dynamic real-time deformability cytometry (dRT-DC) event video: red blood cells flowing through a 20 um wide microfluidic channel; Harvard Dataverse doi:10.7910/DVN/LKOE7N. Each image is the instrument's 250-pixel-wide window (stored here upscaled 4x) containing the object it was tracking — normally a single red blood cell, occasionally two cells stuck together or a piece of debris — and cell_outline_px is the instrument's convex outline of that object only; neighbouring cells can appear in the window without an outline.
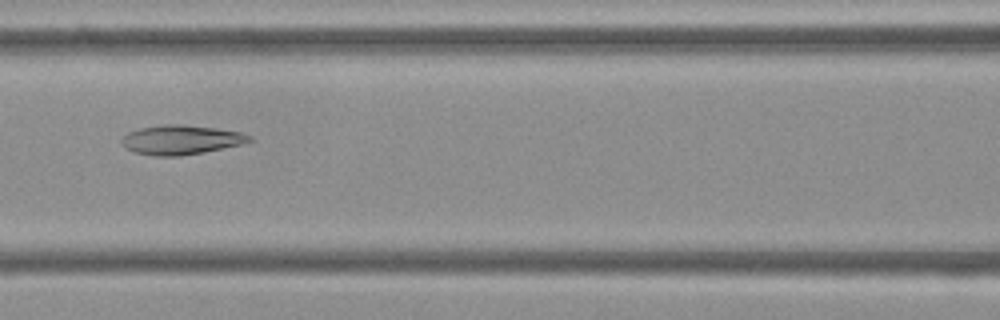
{"species": "Egyptian fruit bat (a non-hibernating species)", "species_latin": "Rousettus aegyptiacus", "temperature_condition": "cold", "stored_images_in_passage": 53, "camera_frame_rate_fps": 3000, "um_per_image_px": 0.085, "frame": {"image": 1, "passage_image": 23, "time_ms": 7.333, "image_size_px": [1000, 320], "cell_outline_px": [[252, 140], [240, 144], [204, 152], [180, 156], [152, 156], [132, 152], [120, 140], [128, 132], [140, 128], [164, 124], [180, 124], [216, 128], [240, 132], [252, 136]], "centroid_in_image_um": [15.36, 11.88], "position_along_channel_um": 151.2, "area_um2": 21.73}}
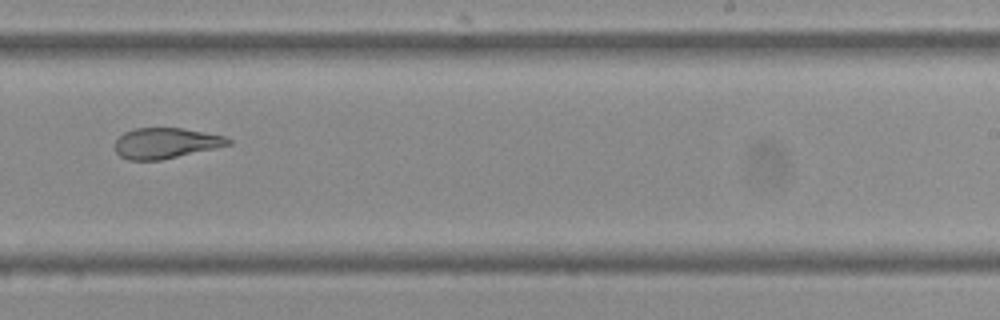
{"frame": {"image": 2, "passage_image": 33, "time_ms": 10.667, "image_size_px": [1000, 320], "cell_outline_px": [[232, 144], [160, 160], [128, 160], [120, 156], [116, 152], [116, 140], [124, 132], [132, 128], [184, 128], [224, 136], [232, 140]], "centroid_in_image_um": [14.07, 12.16], "position_along_channel_um": 274.9, "area_um2": 20.06}}
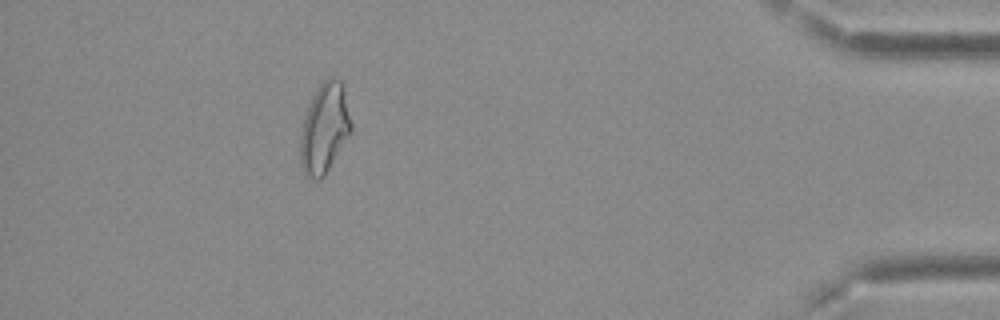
{"frame": {"image": 3, "passage_image": 48, "time_ms": 15.667, "image_size_px": [1000, 320], "cell_outline_px": [[352, 132], [324, 176], [320, 180], [312, 180], [304, 176], [300, 164], [300, 136], [304, 116], [312, 96], [316, 88], [328, 76], [332, 76], [340, 80], [344, 92], [352, 124]], "centroid_in_image_um": [27.56, 10.94], "position_along_channel_um": 407.6, "area_um2": 26.93}, "authors_computed_cell_mechanics": {"area_um2": 24.6228, "velocity_mm_per_s": 3.7251, "shape_relaxation_time_tau1_ms": null, "shape_relaxation_time_tau2_ms": 2.5928, "deformation_change_tau1": null, "deformation_change_tau2": 0.0885}}